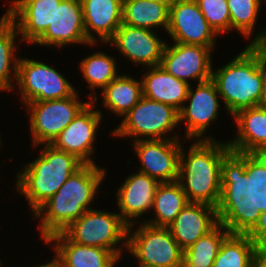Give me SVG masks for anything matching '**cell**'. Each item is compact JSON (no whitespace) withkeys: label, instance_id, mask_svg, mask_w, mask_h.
<instances>
[{"label":"cell","instance_id":"f546056e","mask_svg":"<svg viewBox=\"0 0 266 267\" xmlns=\"http://www.w3.org/2000/svg\"><path fill=\"white\" fill-rule=\"evenodd\" d=\"M17 34L19 35L17 27L3 15L0 19V91H14L12 78L17 80L19 60L15 56L17 50L15 38L18 36Z\"/></svg>","mask_w":266,"mask_h":267},{"label":"cell","instance_id":"9c48e42d","mask_svg":"<svg viewBox=\"0 0 266 267\" xmlns=\"http://www.w3.org/2000/svg\"><path fill=\"white\" fill-rule=\"evenodd\" d=\"M17 82L24 104L33 101L65 99L76 89L59 71L49 65L28 58H19Z\"/></svg>","mask_w":266,"mask_h":267},{"label":"cell","instance_id":"8d00e7d4","mask_svg":"<svg viewBox=\"0 0 266 267\" xmlns=\"http://www.w3.org/2000/svg\"><path fill=\"white\" fill-rule=\"evenodd\" d=\"M150 1L167 5L170 8L177 0H150Z\"/></svg>","mask_w":266,"mask_h":267},{"label":"cell","instance_id":"ba28073f","mask_svg":"<svg viewBox=\"0 0 266 267\" xmlns=\"http://www.w3.org/2000/svg\"><path fill=\"white\" fill-rule=\"evenodd\" d=\"M75 92L65 99L33 101L26 104L30 118L32 143L52 144L58 135L72 122L76 115L89 103L79 102Z\"/></svg>","mask_w":266,"mask_h":267},{"label":"cell","instance_id":"e0dca14e","mask_svg":"<svg viewBox=\"0 0 266 267\" xmlns=\"http://www.w3.org/2000/svg\"><path fill=\"white\" fill-rule=\"evenodd\" d=\"M4 14L17 27L22 41L34 44L54 20L62 0H11ZM17 20V21H16Z\"/></svg>","mask_w":266,"mask_h":267},{"label":"cell","instance_id":"ffe728a7","mask_svg":"<svg viewBox=\"0 0 266 267\" xmlns=\"http://www.w3.org/2000/svg\"><path fill=\"white\" fill-rule=\"evenodd\" d=\"M224 218L213 206L188 203L168 228L178 245L185 250L212 231Z\"/></svg>","mask_w":266,"mask_h":267},{"label":"cell","instance_id":"5b68a950","mask_svg":"<svg viewBox=\"0 0 266 267\" xmlns=\"http://www.w3.org/2000/svg\"><path fill=\"white\" fill-rule=\"evenodd\" d=\"M128 225L119 213L90 209L63 232L75 243L105 248L121 258L123 243L127 249ZM122 241V242H121Z\"/></svg>","mask_w":266,"mask_h":267},{"label":"cell","instance_id":"e575fe53","mask_svg":"<svg viewBox=\"0 0 266 267\" xmlns=\"http://www.w3.org/2000/svg\"><path fill=\"white\" fill-rule=\"evenodd\" d=\"M258 106H266V45H263V88Z\"/></svg>","mask_w":266,"mask_h":267},{"label":"cell","instance_id":"6da1fadb","mask_svg":"<svg viewBox=\"0 0 266 267\" xmlns=\"http://www.w3.org/2000/svg\"><path fill=\"white\" fill-rule=\"evenodd\" d=\"M181 147L177 182L189 203L217 208L225 217L236 214L238 190L244 169L228 142L197 140L188 150Z\"/></svg>","mask_w":266,"mask_h":267},{"label":"cell","instance_id":"7a4b0ae2","mask_svg":"<svg viewBox=\"0 0 266 267\" xmlns=\"http://www.w3.org/2000/svg\"><path fill=\"white\" fill-rule=\"evenodd\" d=\"M256 35L231 62L212 70L211 80L232 116L242 109L258 106L262 94L265 29Z\"/></svg>","mask_w":266,"mask_h":267},{"label":"cell","instance_id":"52a82bcc","mask_svg":"<svg viewBox=\"0 0 266 267\" xmlns=\"http://www.w3.org/2000/svg\"><path fill=\"white\" fill-rule=\"evenodd\" d=\"M134 233L128 227L127 251L139 262V267L171 266L183 263L184 250L173 238L168 227L142 223Z\"/></svg>","mask_w":266,"mask_h":267},{"label":"cell","instance_id":"836d02e7","mask_svg":"<svg viewBox=\"0 0 266 267\" xmlns=\"http://www.w3.org/2000/svg\"><path fill=\"white\" fill-rule=\"evenodd\" d=\"M244 177L255 186L260 181H266V150L244 169Z\"/></svg>","mask_w":266,"mask_h":267},{"label":"cell","instance_id":"ab89813d","mask_svg":"<svg viewBox=\"0 0 266 267\" xmlns=\"http://www.w3.org/2000/svg\"><path fill=\"white\" fill-rule=\"evenodd\" d=\"M152 267H186L184 265V263L180 264V265H171V266H162V265H159V266H152Z\"/></svg>","mask_w":266,"mask_h":267},{"label":"cell","instance_id":"7c38bea8","mask_svg":"<svg viewBox=\"0 0 266 267\" xmlns=\"http://www.w3.org/2000/svg\"><path fill=\"white\" fill-rule=\"evenodd\" d=\"M238 134L228 142L236 161L245 169L266 150V110L255 106L238 111L234 116Z\"/></svg>","mask_w":266,"mask_h":267},{"label":"cell","instance_id":"4fadbf2b","mask_svg":"<svg viewBox=\"0 0 266 267\" xmlns=\"http://www.w3.org/2000/svg\"><path fill=\"white\" fill-rule=\"evenodd\" d=\"M167 33L174 42L205 47H214L218 36L195 0H177L169 8Z\"/></svg>","mask_w":266,"mask_h":267},{"label":"cell","instance_id":"60d3db41","mask_svg":"<svg viewBox=\"0 0 266 267\" xmlns=\"http://www.w3.org/2000/svg\"><path fill=\"white\" fill-rule=\"evenodd\" d=\"M262 256L266 259V252H263Z\"/></svg>","mask_w":266,"mask_h":267},{"label":"cell","instance_id":"44dd1931","mask_svg":"<svg viewBox=\"0 0 266 267\" xmlns=\"http://www.w3.org/2000/svg\"><path fill=\"white\" fill-rule=\"evenodd\" d=\"M159 184L157 180L139 171L126 178L117 191V203L119 214L128 226L135 225L136 217L152 208Z\"/></svg>","mask_w":266,"mask_h":267},{"label":"cell","instance_id":"d6a6232c","mask_svg":"<svg viewBox=\"0 0 266 267\" xmlns=\"http://www.w3.org/2000/svg\"><path fill=\"white\" fill-rule=\"evenodd\" d=\"M209 26L217 35L230 32L231 20L227 0H195Z\"/></svg>","mask_w":266,"mask_h":267},{"label":"cell","instance_id":"74e56055","mask_svg":"<svg viewBox=\"0 0 266 267\" xmlns=\"http://www.w3.org/2000/svg\"><path fill=\"white\" fill-rule=\"evenodd\" d=\"M253 267H266V259L263 256H261Z\"/></svg>","mask_w":266,"mask_h":267},{"label":"cell","instance_id":"603a6c76","mask_svg":"<svg viewBox=\"0 0 266 267\" xmlns=\"http://www.w3.org/2000/svg\"><path fill=\"white\" fill-rule=\"evenodd\" d=\"M83 11L85 34L90 43L96 44V37L107 44L122 24L123 0H80Z\"/></svg>","mask_w":266,"mask_h":267},{"label":"cell","instance_id":"d4e9b609","mask_svg":"<svg viewBox=\"0 0 266 267\" xmlns=\"http://www.w3.org/2000/svg\"><path fill=\"white\" fill-rule=\"evenodd\" d=\"M238 226L236 215L226 216L212 231L184 250L186 267H213L224 239Z\"/></svg>","mask_w":266,"mask_h":267},{"label":"cell","instance_id":"f35d334b","mask_svg":"<svg viewBox=\"0 0 266 267\" xmlns=\"http://www.w3.org/2000/svg\"><path fill=\"white\" fill-rule=\"evenodd\" d=\"M256 187L266 196V181H260Z\"/></svg>","mask_w":266,"mask_h":267},{"label":"cell","instance_id":"2e32d148","mask_svg":"<svg viewBox=\"0 0 266 267\" xmlns=\"http://www.w3.org/2000/svg\"><path fill=\"white\" fill-rule=\"evenodd\" d=\"M113 44L118 51L134 64L142 66H160L166 43L146 28L121 24L108 44Z\"/></svg>","mask_w":266,"mask_h":267},{"label":"cell","instance_id":"7402d4cb","mask_svg":"<svg viewBox=\"0 0 266 267\" xmlns=\"http://www.w3.org/2000/svg\"><path fill=\"white\" fill-rule=\"evenodd\" d=\"M55 244V258L60 267H114L119 257L105 248L73 242L64 232L52 235L45 244Z\"/></svg>","mask_w":266,"mask_h":267},{"label":"cell","instance_id":"3957f363","mask_svg":"<svg viewBox=\"0 0 266 267\" xmlns=\"http://www.w3.org/2000/svg\"><path fill=\"white\" fill-rule=\"evenodd\" d=\"M104 177V168L84 164L33 213L36 219L41 220L39 229L44 242L52 235L63 232L87 210L93 209L89 205Z\"/></svg>","mask_w":266,"mask_h":267},{"label":"cell","instance_id":"1f68e13d","mask_svg":"<svg viewBox=\"0 0 266 267\" xmlns=\"http://www.w3.org/2000/svg\"><path fill=\"white\" fill-rule=\"evenodd\" d=\"M261 0H227L231 30L235 29L244 37L250 38L258 19Z\"/></svg>","mask_w":266,"mask_h":267},{"label":"cell","instance_id":"484cf974","mask_svg":"<svg viewBox=\"0 0 266 267\" xmlns=\"http://www.w3.org/2000/svg\"><path fill=\"white\" fill-rule=\"evenodd\" d=\"M263 252L237 226L223 241L213 267H253Z\"/></svg>","mask_w":266,"mask_h":267},{"label":"cell","instance_id":"5bb4252c","mask_svg":"<svg viewBox=\"0 0 266 267\" xmlns=\"http://www.w3.org/2000/svg\"><path fill=\"white\" fill-rule=\"evenodd\" d=\"M190 86L188 96L185 100L190 101L184 104L179 111V122H186V139L198 140H216L213 137L203 138V134L207 131L209 125L218 118L219 110V93L215 83L210 79L197 84L195 91ZM211 123V124H210Z\"/></svg>","mask_w":266,"mask_h":267},{"label":"cell","instance_id":"30bf717a","mask_svg":"<svg viewBox=\"0 0 266 267\" xmlns=\"http://www.w3.org/2000/svg\"><path fill=\"white\" fill-rule=\"evenodd\" d=\"M172 136L167 139L132 141L142 164L139 172L147 174L159 183L177 181L182 145L178 135Z\"/></svg>","mask_w":266,"mask_h":267},{"label":"cell","instance_id":"4dcf8cb0","mask_svg":"<svg viewBox=\"0 0 266 267\" xmlns=\"http://www.w3.org/2000/svg\"><path fill=\"white\" fill-rule=\"evenodd\" d=\"M116 69L115 59L102 51H97L81 60L80 70L88 83V88L92 89L89 97L92 102H95L94 104L97 103L98 98L95 90L98 87L103 90L114 80L119 75Z\"/></svg>","mask_w":266,"mask_h":267},{"label":"cell","instance_id":"8fae6325","mask_svg":"<svg viewBox=\"0 0 266 267\" xmlns=\"http://www.w3.org/2000/svg\"><path fill=\"white\" fill-rule=\"evenodd\" d=\"M213 47L202 45L166 43L160 67L177 79L186 81L198 80V83L211 79Z\"/></svg>","mask_w":266,"mask_h":267},{"label":"cell","instance_id":"4316f807","mask_svg":"<svg viewBox=\"0 0 266 267\" xmlns=\"http://www.w3.org/2000/svg\"><path fill=\"white\" fill-rule=\"evenodd\" d=\"M101 95L104 107L123 118L143 97L142 81L119 74L102 90Z\"/></svg>","mask_w":266,"mask_h":267},{"label":"cell","instance_id":"83f0119b","mask_svg":"<svg viewBox=\"0 0 266 267\" xmlns=\"http://www.w3.org/2000/svg\"><path fill=\"white\" fill-rule=\"evenodd\" d=\"M189 203L181 185L175 182L160 183L153 199L154 220L145 222L156 227H168Z\"/></svg>","mask_w":266,"mask_h":267},{"label":"cell","instance_id":"8992f818","mask_svg":"<svg viewBox=\"0 0 266 267\" xmlns=\"http://www.w3.org/2000/svg\"><path fill=\"white\" fill-rule=\"evenodd\" d=\"M178 124L180 125L179 111L173 106L142 97L112 131V135L120 138L134 137V141L167 139L165 135Z\"/></svg>","mask_w":266,"mask_h":267},{"label":"cell","instance_id":"277c9868","mask_svg":"<svg viewBox=\"0 0 266 267\" xmlns=\"http://www.w3.org/2000/svg\"><path fill=\"white\" fill-rule=\"evenodd\" d=\"M44 145L36 160L17 172L16 192L25 195L33 213L84 165L75 155Z\"/></svg>","mask_w":266,"mask_h":267},{"label":"cell","instance_id":"d590c367","mask_svg":"<svg viewBox=\"0 0 266 267\" xmlns=\"http://www.w3.org/2000/svg\"><path fill=\"white\" fill-rule=\"evenodd\" d=\"M36 267V266H35ZM38 267H60V264L56 258H54L50 263L42 264Z\"/></svg>","mask_w":266,"mask_h":267},{"label":"cell","instance_id":"f1b7e54d","mask_svg":"<svg viewBox=\"0 0 266 267\" xmlns=\"http://www.w3.org/2000/svg\"><path fill=\"white\" fill-rule=\"evenodd\" d=\"M122 24L153 30L169 24V7L150 0H123Z\"/></svg>","mask_w":266,"mask_h":267},{"label":"cell","instance_id":"ac0fdd59","mask_svg":"<svg viewBox=\"0 0 266 267\" xmlns=\"http://www.w3.org/2000/svg\"><path fill=\"white\" fill-rule=\"evenodd\" d=\"M94 45L87 40L80 0H62L55 9L53 22L34 43L42 46L63 47L67 44Z\"/></svg>","mask_w":266,"mask_h":267},{"label":"cell","instance_id":"d6986e66","mask_svg":"<svg viewBox=\"0 0 266 267\" xmlns=\"http://www.w3.org/2000/svg\"><path fill=\"white\" fill-rule=\"evenodd\" d=\"M235 215L238 226L266 252V196L245 177L240 181Z\"/></svg>","mask_w":266,"mask_h":267},{"label":"cell","instance_id":"9a60e30c","mask_svg":"<svg viewBox=\"0 0 266 267\" xmlns=\"http://www.w3.org/2000/svg\"><path fill=\"white\" fill-rule=\"evenodd\" d=\"M94 107V102H89L51 144L75 155L84 164H96L91 158L95 152L93 143L103 119L102 112Z\"/></svg>","mask_w":266,"mask_h":267},{"label":"cell","instance_id":"cb8c5ba5","mask_svg":"<svg viewBox=\"0 0 266 267\" xmlns=\"http://www.w3.org/2000/svg\"><path fill=\"white\" fill-rule=\"evenodd\" d=\"M143 97L158 101L180 111L188 96L190 84L167 73L160 66L150 67L141 78Z\"/></svg>","mask_w":266,"mask_h":267}]
</instances>
